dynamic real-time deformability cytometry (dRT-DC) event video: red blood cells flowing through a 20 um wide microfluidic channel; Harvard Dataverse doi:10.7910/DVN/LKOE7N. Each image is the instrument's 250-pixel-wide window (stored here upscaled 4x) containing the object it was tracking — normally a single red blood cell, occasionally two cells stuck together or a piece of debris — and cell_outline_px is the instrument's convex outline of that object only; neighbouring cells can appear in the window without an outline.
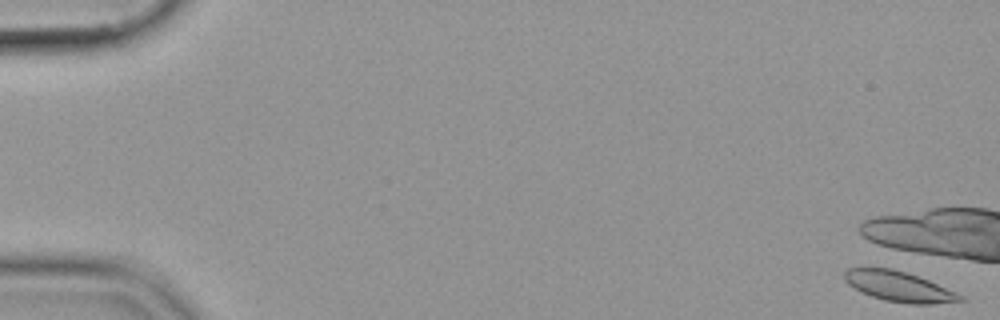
{"species": "common noctule bat (a hibernating species)", "species_latin": "Nyctalus noctula", "temperature_condition": "cold", "stored_images_in_passage": 3, "camera_frame_rate_fps": 3000, "um_per_image_px": 0.085, "animal": {"sex": "female", "body_mass_g": 19.9}, "frame": {"image": 1, "passage_image": 1, "time_ms": 0.0, "image_size_px": [1000, 320], "cell_outline_px": [[968, 300], [932, 304], [912, 304], [884, 300], [872, 296], [848, 284], [844, 280], [844, 272], [848, 268], [892, 268], [928, 280], [956, 292], [964, 296]], "centroid_in_image_um": [76.44, 24.36], "position_along_channel_um": 8.6, "area_um2": 20.11}}